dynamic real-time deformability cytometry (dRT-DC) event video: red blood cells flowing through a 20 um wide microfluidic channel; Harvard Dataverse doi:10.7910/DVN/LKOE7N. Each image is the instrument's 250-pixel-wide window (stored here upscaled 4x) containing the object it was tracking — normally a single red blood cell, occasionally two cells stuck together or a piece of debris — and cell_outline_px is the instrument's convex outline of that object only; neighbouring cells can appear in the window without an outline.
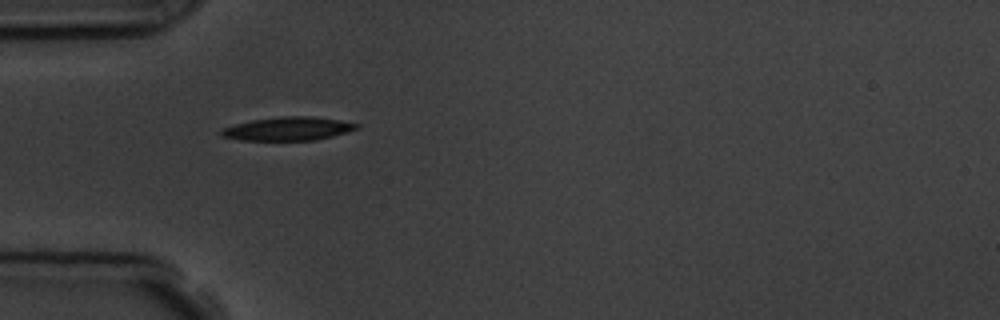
{"species": "common noctule bat (a hibernating species)", "species_latin": "Nyctalus noctula", "temperature_condition": "room temperature", "stored_images_in_passage": 2, "camera_frame_rate_fps": 3000, "um_per_image_px": 0.085, "animal": {"sex": "male", "body_mass_g": 19.5, "forearm_length_mm": 54.6}, "frame": {"image": 1, "passage_image": 1, "time_ms": 0.0, "image_size_px": [1000, 320], "cell_outline_px": [[360, 128], [348, 132], [316, 140], [240, 140], [220, 136], [220, 132], [224, 128], [236, 124], [252, 120], [280, 116], [312, 116], [340, 120], [360, 124]], "centroid_in_image_um": [24.53, 10.94], "position_along_channel_um": 60.5, "area_um2": 18.55}}